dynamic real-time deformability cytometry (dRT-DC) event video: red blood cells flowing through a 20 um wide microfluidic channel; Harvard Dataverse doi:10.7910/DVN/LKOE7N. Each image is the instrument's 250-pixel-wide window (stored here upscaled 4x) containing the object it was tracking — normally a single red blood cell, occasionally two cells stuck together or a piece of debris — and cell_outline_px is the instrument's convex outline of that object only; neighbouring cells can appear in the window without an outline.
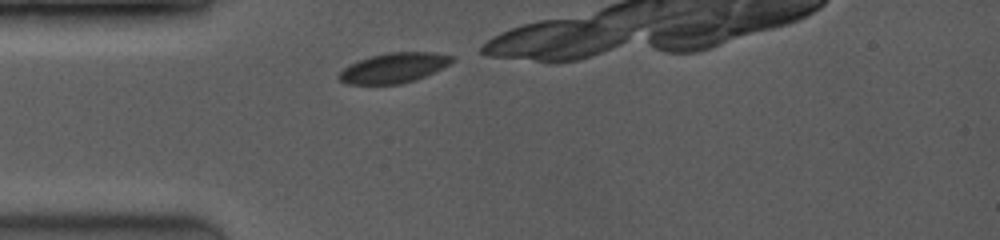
{"species": "common noctule bat (a hibernating species)", "species_latin": "Nyctalus noctula", "temperature_condition": "room temperature", "stored_images_in_passage": 17, "camera_frame_rate_fps": 3500, "um_per_image_px": 0.085, "animal": {"sex": "female", "body_mass_g": 19.0, "forearm_length_mm": 53.3}, "frame": {"image": 1, "passage_image": 1, "time_ms": 0.0, "image_size_px": [1000, 240], "cell_outline_px": [[456, 60], [416, 80], [400, 84], [344, 84], [336, 76], [344, 68], [360, 60], [372, 56], [388, 52], [436, 52], [452, 56]], "centroid_in_image_um": [33.46, 5.77], "position_along_channel_um": 51.5, "area_um2": 19.54}}